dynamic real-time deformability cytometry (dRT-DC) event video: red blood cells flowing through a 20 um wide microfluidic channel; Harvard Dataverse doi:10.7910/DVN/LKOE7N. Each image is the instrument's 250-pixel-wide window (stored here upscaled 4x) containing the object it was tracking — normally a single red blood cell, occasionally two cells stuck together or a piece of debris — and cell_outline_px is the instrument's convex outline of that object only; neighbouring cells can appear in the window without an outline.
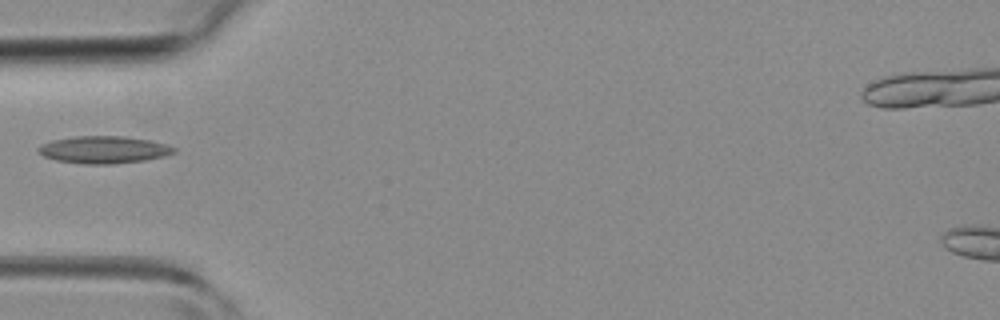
{"species": "common noctule bat (a hibernating species)", "species_latin": "Nyctalus noctula", "temperature_condition": "room temperature", "stored_images_in_passage": 3, "camera_frame_rate_fps": 3000, "um_per_image_px": 0.085, "animal": {"sex": "female", "body_mass_g": 19.3, "forearm_length_mm": 54.1}, "frame": {"image": 1, "passage_image": 3, "time_ms": 2.333, "image_size_px": [1000, 320], "cell_outline_px": [[176, 152], [164, 156], [144, 160], [112, 164], [84, 164], [56, 160], [44, 156], [36, 148], [40, 144], [52, 140], [76, 136], [124, 136], [152, 140], [168, 144], [176, 148]], "centroid_in_image_um": [8.84, 12.72], "position_along_channel_um": 76.2, "area_um2": 21.68}}